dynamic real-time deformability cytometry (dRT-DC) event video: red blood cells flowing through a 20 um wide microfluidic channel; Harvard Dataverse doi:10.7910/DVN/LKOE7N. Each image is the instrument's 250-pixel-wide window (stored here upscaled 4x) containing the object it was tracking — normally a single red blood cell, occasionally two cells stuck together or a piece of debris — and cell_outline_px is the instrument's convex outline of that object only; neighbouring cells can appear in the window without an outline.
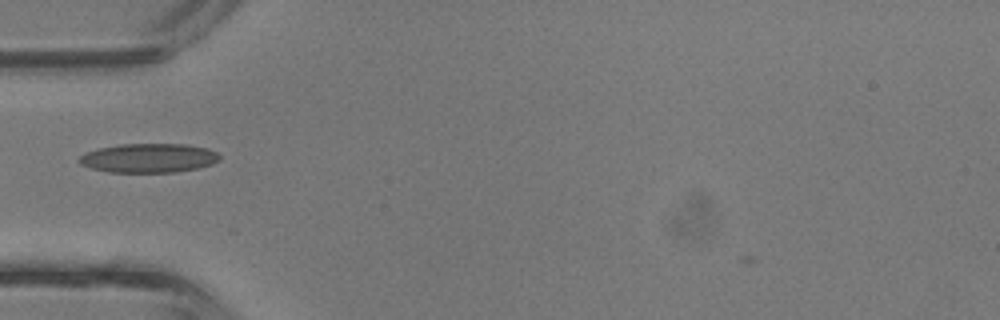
{"species": "common noctule bat (a hibernating species)", "species_latin": "Nyctalus noctula", "temperature_condition": "room temperature", "stored_images_in_passage": 6, "camera_frame_rate_fps": 3000, "um_per_image_px": 0.085, "animal": {"sex": "male", "body_mass_g": 13.3}, "frame": {"image": 1, "passage_image": 1, "time_ms": 0.0, "image_size_px": [1000, 320], "cell_outline_px": [[220, 160], [212, 164], [196, 168], [172, 172], [108, 172], [92, 168], [80, 164], [76, 160], [84, 152], [100, 148], [120, 144], [188, 144], [208, 148], [216, 152], [220, 156]], "centroid_in_image_um": [12.63, 13.42], "position_along_channel_um": 72.4, "area_um2": 23.87}}
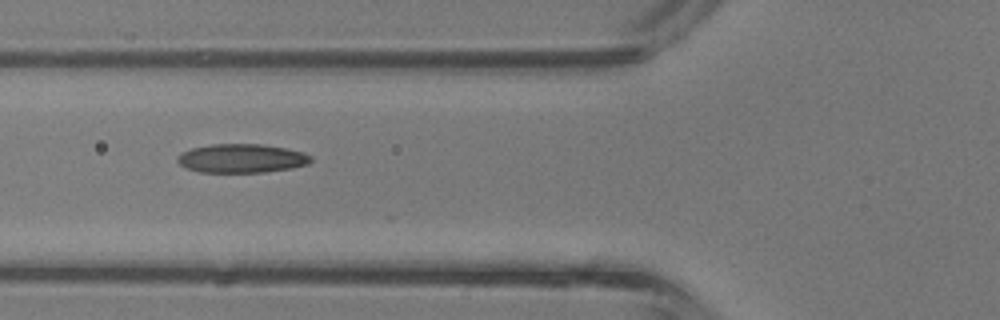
{"frame": {"image": 2, "passage_image": 3, "time_ms": 0.667, "image_size_px": [1000, 320], "cell_outline_px": [[312, 160], [308, 164], [292, 168], [264, 172], [200, 172], [188, 168], [180, 164], [176, 160], [184, 152], [192, 148], [212, 144], [260, 144], [284, 148], [304, 152], [312, 156]], "centroid_in_image_um": [20.59, 13.46], "position_along_channel_um": 105.2, "area_um2": 22.2}}